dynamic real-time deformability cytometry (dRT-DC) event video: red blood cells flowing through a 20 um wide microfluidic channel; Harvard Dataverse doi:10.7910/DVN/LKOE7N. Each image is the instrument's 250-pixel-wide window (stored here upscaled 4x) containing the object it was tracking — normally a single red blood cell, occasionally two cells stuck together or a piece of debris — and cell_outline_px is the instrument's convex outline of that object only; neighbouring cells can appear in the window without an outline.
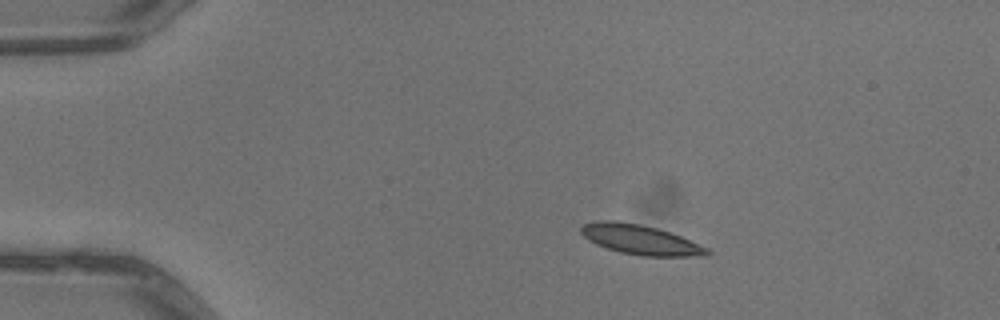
{"species": "common noctule bat (a hibernating species)", "species_latin": "Nyctalus noctula", "temperature_condition": "warm", "stored_images_in_passage": 4, "camera_frame_rate_fps": 3000, "um_per_image_px": 0.085, "animal": {"sex": "male", "body_mass_g": 13.3}, "frame": {"image": 1, "passage_image": 1, "time_ms": 0.0, "image_size_px": [1000, 320], "cell_outline_px": [[712, 252], [708, 256], [644, 256], [620, 252], [596, 244], [588, 240], [580, 232], [580, 228], [584, 224], [596, 220], [616, 220], [640, 224], [656, 228], [680, 236], [708, 248]], "centroid_in_image_um": [54.42, 20.37], "position_along_channel_um": 30.6, "area_um2": 21.79}}
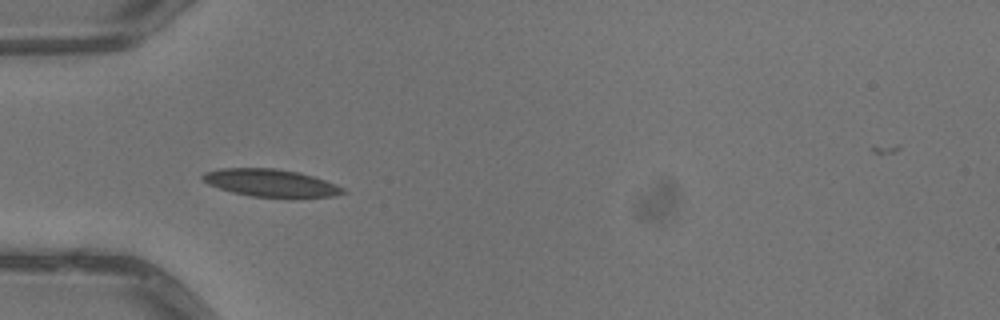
{"frame": {"image": 2, "passage_image": 3, "time_ms": 0.667, "image_size_px": [1000, 320], "cell_outline_px": [[348, 192], [336, 196], [292, 200], [252, 196], [232, 192], [208, 184], [200, 176], [204, 172], [220, 168], [276, 168], [296, 172], [312, 176], [336, 184], [344, 188]], "centroid_in_image_um": [23.09, 15.59], "position_along_channel_um": 61.9, "area_um2": 23.24}}
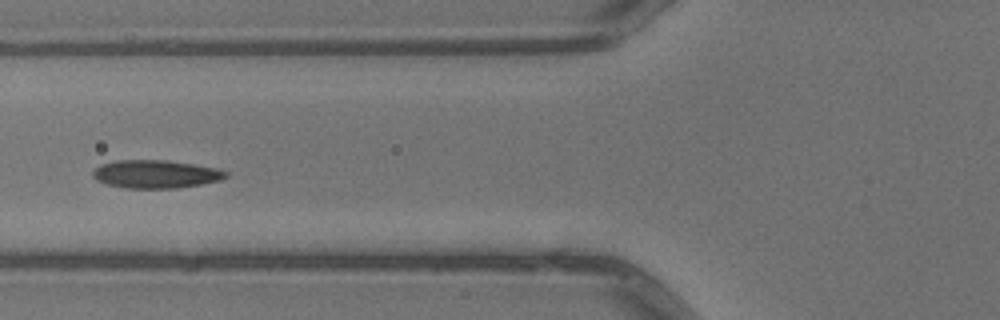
{"frame": {"image": 3, "passage_image": 4, "time_ms": 1.0, "image_size_px": [1000, 320], "cell_outline_px": [[228, 176], [220, 180], [200, 184], [176, 188], [124, 188], [108, 184], [96, 180], [92, 176], [92, 172], [100, 164], [116, 160], [164, 160], [192, 164], [216, 168], [228, 172]], "centroid_in_image_um": [13.21, 14.8], "position_along_channel_um": 112.6, "area_um2": 21.68}}